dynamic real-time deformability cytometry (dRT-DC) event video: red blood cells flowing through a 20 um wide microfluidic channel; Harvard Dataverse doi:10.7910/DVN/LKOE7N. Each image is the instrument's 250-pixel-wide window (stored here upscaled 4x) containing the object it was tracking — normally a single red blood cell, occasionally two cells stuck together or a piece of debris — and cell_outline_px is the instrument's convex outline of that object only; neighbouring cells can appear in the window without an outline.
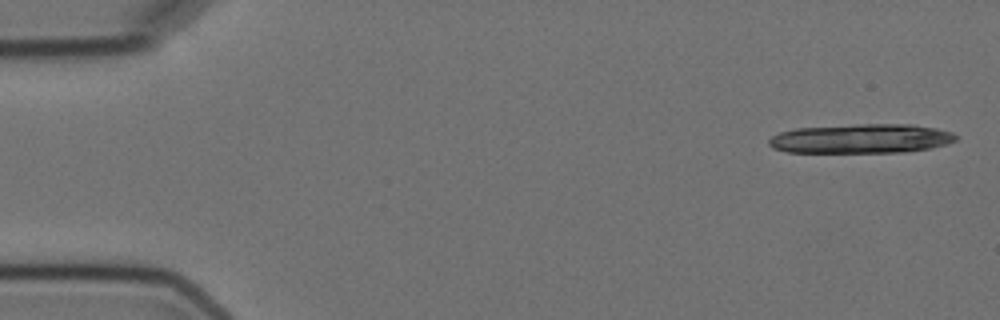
{"species": "Egyptian fruit bat (a non-hibernating species)", "species_latin": "Rousettus aegyptiacus", "temperature_condition": "cold", "stored_images_in_passage": 6, "camera_frame_rate_fps": 3000, "um_per_image_px": 0.085, "animal": {"sex": "female"}, "frame": {"image": 1, "passage_image": 1, "time_ms": 0.0, "image_size_px": [1000, 320], "cell_outline_px": [[956, 140], [948, 144], [932, 148], [904, 152], [788, 152], [772, 148], [768, 144], [768, 140], [772, 136], [780, 132], [796, 128], [852, 124], [912, 124], [936, 128], [952, 132], [956, 136]], "centroid_in_image_um": [73.2, 11.78], "position_along_channel_um": 11.8, "area_um2": 32.14}}
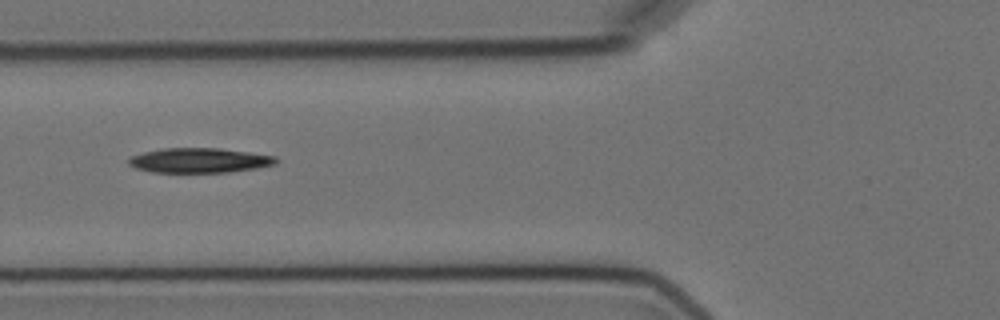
{"frame": {"image": 2, "passage_image": 6, "time_ms": 6.333, "image_size_px": [1000, 320], "cell_outline_px": [[280, 160], [276, 164], [256, 168], [228, 172], [152, 172], [136, 168], [128, 164], [128, 160], [132, 156], [144, 152], [164, 148], [220, 148], [276, 156]], "centroid_in_image_um": [16.98, 13.63], "position_along_channel_um": 108.8, "area_um2": 21.21}}